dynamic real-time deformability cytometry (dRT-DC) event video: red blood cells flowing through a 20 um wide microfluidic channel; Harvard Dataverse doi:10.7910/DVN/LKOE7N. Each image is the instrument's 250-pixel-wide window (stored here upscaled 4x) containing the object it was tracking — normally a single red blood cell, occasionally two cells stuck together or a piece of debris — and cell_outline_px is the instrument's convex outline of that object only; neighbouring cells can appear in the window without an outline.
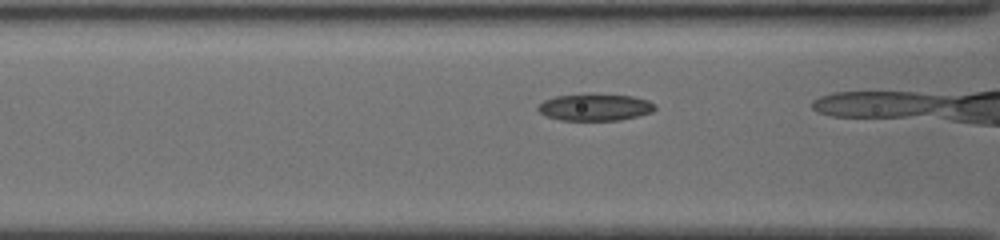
{"species": "common noctule bat (a hibernating species)", "species_latin": "Nyctalus noctula", "temperature_condition": "cold", "stored_images_in_passage": 9, "camera_frame_rate_fps": 3000, "um_per_image_px": 0.085, "animal": {"sex": "female", "body_mass_g": 19.5, "forearm_length_mm": 54.1}, "frame": {"image": 1, "passage_image": 7, "time_ms": 2.333, "image_size_px": [1000, 240], "cell_outline_px": [[656, 108], [652, 112], [620, 120], [560, 120], [544, 116], [536, 108], [544, 100], [556, 96], [588, 92], [592, 92], [632, 96], [648, 100], [656, 104]], "centroid_in_image_um": [50.56, 9.08], "position_along_channel_um": 116.0, "area_um2": 18.84}}